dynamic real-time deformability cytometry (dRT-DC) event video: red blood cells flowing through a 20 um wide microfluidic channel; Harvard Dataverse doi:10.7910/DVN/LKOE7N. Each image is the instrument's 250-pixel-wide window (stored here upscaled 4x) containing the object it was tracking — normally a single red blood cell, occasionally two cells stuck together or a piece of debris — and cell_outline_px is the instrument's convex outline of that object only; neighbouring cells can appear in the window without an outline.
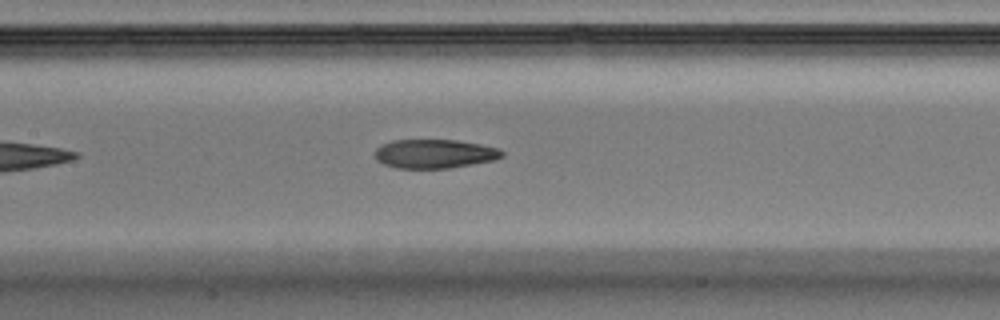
{"species": "Egyptian fruit bat (a non-hibernating species)", "species_latin": "Rousettus aegyptiacus", "temperature_condition": "warm", "stored_images_in_passage": 19, "camera_frame_rate_fps": 3000, "um_per_image_px": 0.085, "animal": {"sex": "male"}, "frame": {"image": 1, "passage_image": 9, "time_ms": 2.667, "image_size_px": [1000, 320], "cell_outline_px": [[504, 156], [496, 160], [448, 168], [396, 168], [384, 164], [376, 160], [376, 148], [380, 144], [392, 140], [456, 140], [480, 144], [500, 148], [504, 152]], "centroid_in_image_um": [36.95, 13.06], "position_along_channel_um": 170.4, "area_um2": 21.56}}